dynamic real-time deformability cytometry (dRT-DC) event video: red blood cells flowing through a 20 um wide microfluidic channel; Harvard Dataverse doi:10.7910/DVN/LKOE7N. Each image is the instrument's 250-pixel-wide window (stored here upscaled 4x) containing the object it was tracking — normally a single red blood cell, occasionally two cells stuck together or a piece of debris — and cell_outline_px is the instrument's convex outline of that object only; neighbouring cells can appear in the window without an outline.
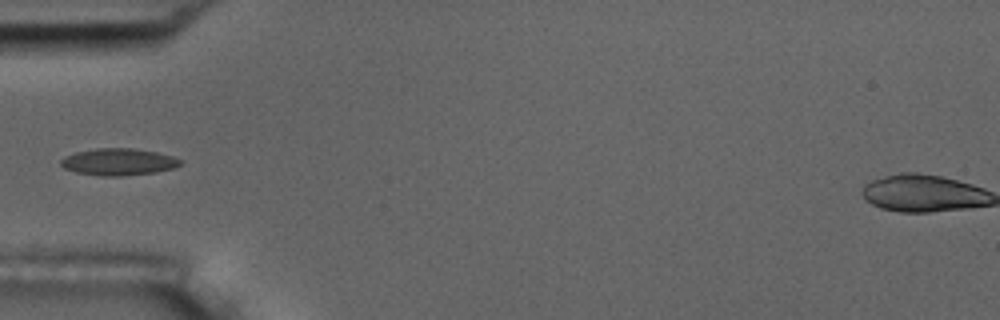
{"species": "common noctule bat (a hibernating species)", "species_latin": "Nyctalus noctula", "temperature_condition": "room temperature", "stored_images_in_passage": 6, "camera_frame_rate_fps": 3000, "um_per_image_px": 0.085, "animal": {"sex": "male", "body_mass_g": 17.5, "forearm_length_mm": 52.3}, "frame": {"image": 1, "passage_image": 6, "time_ms": 6.0, "image_size_px": [1000, 320], "cell_outline_px": [[184, 164], [176, 168], [156, 172], [120, 176], [104, 176], [76, 172], [64, 168], [60, 164], [60, 160], [64, 156], [76, 152], [96, 148], [132, 148], [156, 152], [172, 156], [184, 160]], "centroid_in_image_um": [10.12, 13.76], "position_along_channel_um": 74.9, "area_um2": 18.9}}